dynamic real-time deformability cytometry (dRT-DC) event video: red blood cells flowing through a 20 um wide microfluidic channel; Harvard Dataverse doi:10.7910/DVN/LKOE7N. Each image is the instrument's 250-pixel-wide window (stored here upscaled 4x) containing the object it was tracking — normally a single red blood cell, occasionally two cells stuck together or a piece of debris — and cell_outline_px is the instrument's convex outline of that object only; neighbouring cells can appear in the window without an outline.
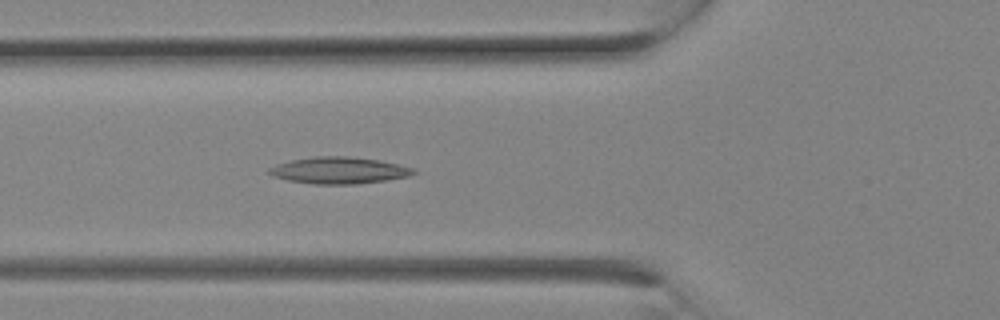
{"species": "Egyptian fruit bat (a non-hibernating species)", "species_latin": "Rousettus aegyptiacus", "temperature_condition": "room temperature", "stored_images_in_passage": 5, "camera_frame_rate_fps": 3000, "um_per_image_px": 0.085, "animal": {"sex": "female"}, "frame": {"image": 1, "passage_image": 5, "time_ms": 1.333, "image_size_px": [1000, 320], "cell_outline_px": [[416, 172], [408, 176], [388, 180], [356, 184], [312, 184], [288, 180], [272, 176], [268, 172], [268, 168], [276, 164], [292, 160], [312, 156], [348, 156], [380, 160], [400, 164], [412, 168]], "centroid_in_image_um": [28.8, 14.48], "position_along_channel_um": 97.0, "area_um2": 22.54}}